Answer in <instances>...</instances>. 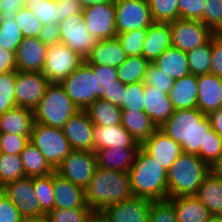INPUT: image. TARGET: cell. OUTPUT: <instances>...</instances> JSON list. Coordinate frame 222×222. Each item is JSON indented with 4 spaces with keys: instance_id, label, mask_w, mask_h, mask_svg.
<instances>
[{
    "instance_id": "ab89813d",
    "label": "cell",
    "mask_w": 222,
    "mask_h": 222,
    "mask_svg": "<svg viewBox=\"0 0 222 222\" xmlns=\"http://www.w3.org/2000/svg\"><path fill=\"white\" fill-rule=\"evenodd\" d=\"M154 22L170 23L179 18V0H148Z\"/></svg>"
},
{
    "instance_id": "f1b7e54d",
    "label": "cell",
    "mask_w": 222,
    "mask_h": 222,
    "mask_svg": "<svg viewBox=\"0 0 222 222\" xmlns=\"http://www.w3.org/2000/svg\"><path fill=\"white\" fill-rule=\"evenodd\" d=\"M33 123V110L14 107L0 115V132L2 134L31 135Z\"/></svg>"
},
{
    "instance_id": "cb8c5ba5",
    "label": "cell",
    "mask_w": 222,
    "mask_h": 222,
    "mask_svg": "<svg viewBox=\"0 0 222 222\" xmlns=\"http://www.w3.org/2000/svg\"><path fill=\"white\" fill-rule=\"evenodd\" d=\"M144 112L151 118L153 123L159 128L174 113V107L169 95L163 93L155 86L145 85Z\"/></svg>"
},
{
    "instance_id": "ee69618b",
    "label": "cell",
    "mask_w": 222,
    "mask_h": 222,
    "mask_svg": "<svg viewBox=\"0 0 222 222\" xmlns=\"http://www.w3.org/2000/svg\"><path fill=\"white\" fill-rule=\"evenodd\" d=\"M147 29H137L117 34L127 57L142 55V47L146 38Z\"/></svg>"
},
{
    "instance_id": "f5cc1de1",
    "label": "cell",
    "mask_w": 222,
    "mask_h": 222,
    "mask_svg": "<svg viewBox=\"0 0 222 222\" xmlns=\"http://www.w3.org/2000/svg\"><path fill=\"white\" fill-rule=\"evenodd\" d=\"M222 156V138L211 128L207 132L206 163L211 167Z\"/></svg>"
},
{
    "instance_id": "9f6ffc18",
    "label": "cell",
    "mask_w": 222,
    "mask_h": 222,
    "mask_svg": "<svg viewBox=\"0 0 222 222\" xmlns=\"http://www.w3.org/2000/svg\"><path fill=\"white\" fill-rule=\"evenodd\" d=\"M212 62L210 74L222 78V38H211Z\"/></svg>"
},
{
    "instance_id": "2e32d148",
    "label": "cell",
    "mask_w": 222,
    "mask_h": 222,
    "mask_svg": "<svg viewBox=\"0 0 222 222\" xmlns=\"http://www.w3.org/2000/svg\"><path fill=\"white\" fill-rule=\"evenodd\" d=\"M2 192L18 208L22 217L45 215L36 199L34 177H23L2 187Z\"/></svg>"
},
{
    "instance_id": "e0dca14e",
    "label": "cell",
    "mask_w": 222,
    "mask_h": 222,
    "mask_svg": "<svg viewBox=\"0 0 222 222\" xmlns=\"http://www.w3.org/2000/svg\"><path fill=\"white\" fill-rule=\"evenodd\" d=\"M94 124L85 110H79L63 125L62 131L72 150L94 152Z\"/></svg>"
},
{
    "instance_id": "5b68a950",
    "label": "cell",
    "mask_w": 222,
    "mask_h": 222,
    "mask_svg": "<svg viewBox=\"0 0 222 222\" xmlns=\"http://www.w3.org/2000/svg\"><path fill=\"white\" fill-rule=\"evenodd\" d=\"M79 110L60 83L50 82L44 96L33 109L34 122L62 129L64 123Z\"/></svg>"
},
{
    "instance_id": "603a6c76",
    "label": "cell",
    "mask_w": 222,
    "mask_h": 222,
    "mask_svg": "<svg viewBox=\"0 0 222 222\" xmlns=\"http://www.w3.org/2000/svg\"><path fill=\"white\" fill-rule=\"evenodd\" d=\"M127 59L122 44L117 37L99 40L85 61L92 66H112L117 68Z\"/></svg>"
},
{
    "instance_id": "3957f363",
    "label": "cell",
    "mask_w": 222,
    "mask_h": 222,
    "mask_svg": "<svg viewBox=\"0 0 222 222\" xmlns=\"http://www.w3.org/2000/svg\"><path fill=\"white\" fill-rule=\"evenodd\" d=\"M134 197L151 201L168 199L167 170L142 147L128 171Z\"/></svg>"
},
{
    "instance_id": "e575fe53",
    "label": "cell",
    "mask_w": 222,
    "mask_h": 222,
    "mask_svg": "<svg viewBox=\"0 0 222 222\" xmlns=\"http://www.w3.org/2000/svg\"><path fill=\"white\" fill-rule=\"evenodd\" d=\"M150 62L142 55L131 56L118 66V80L124 85L143 82L146 69Z\"/></svg>"
},
{
    "instance_id": "7dc6e473",
    "label": "cell",
    "mask_w": 222,
    "mask_h": 222,
    "mask_svg": "<svg viewBox=\"0 0 222 222\" xmlns=\"http://www.w3.org/2000/svg\"><path fill=\"white\" fill-rule=\"evenodd\" d=\"M143 83L147 86H155L159 90H163V93L169 94L174 80L163 71L158 69L153 63H150L146 69Z\"/></svg>"
},
{
    "instance_id": "9a60e30c",
    "label": "cell",
    "mask_w": 222,
    "mask_h": 222,
    "mask_svg": "<svg viewBox=\"0 0 222 222\" xmlns=\"http://www.w3.org/2000/svg\"><path fill=\"white\" fill-rule=\"evenodd\" d=\"M49 84L41 72L17 71L15 83L17 107L33 110L44 96Z\"/></svg>"
},
{
    "instance_id": "74e56055",
    "label": "cell",
    "mask_w": 222,
    "mask_h": 222,
    "mask_svg": "<svg viewBox=\"0 0 222 222\" xmlns=\"http://www.w3.org/2000/svg\"><path fill=\"white\" fill-rule=\"evenodd\" d=\"M34 190L41 211L47 215L54 209L53 173L44 177H34Z\"/></svg>"
},
{
    "instance_id": "7402d4cb",
    "label": "cell",
    "mask_w": 222,
    "mask_h": 222,
    "mask_svg": "<svg viewBox=\"0 0 222 222\" xmlns=\"http://www.w3.org/2000/svg\"><path fill=\"white\" fill-rule=\"evenodd\" d=\"M197 108L205 115L222 107V78L213 74L198 75Z\"/></svg>"
},
{
    "instance_id": "6f0895ef",
    "label": "cell",
    "mask_w": 222,
    "mask_h": 222,
    "mask_svg": "<svg viewBox=\"0 0 222 222\" xmlns=\"http://www.w3.org/2000/svg\"><path fill=\"white\" fill-rule=\"evenodd\" d=\"M26 0H0V22L14 20L17 11L25 6Z\"/></svg>"
},
{
    "instance_id": "44dd1931",
    "label": "cell",
    "mask_w": 222,
    "mask_h": 222,
    "mask_svg": "<svg viewBox=\"0 0 222 222\" xmlns=\"http://www.w3.org/2000/svg\"><path fill=\"white\" fill-rule=\"evenodd\" d=\"M54 209L89 208L85 190L71 181L53 173Z\"/></svg>"
},
{
    "instance_id": "b9f144b4",
    "label": "cell",
    "mask_w": 222,
    "mask_h": 222,
    "mask_svg": "<svg viewBox=\"0 0 222 222\" xmlns=\"http://www.w3.org/2000/svg\"><path fill=\"white\" fill-rule=\"evenodd\" d=\"M25 7L31 10L43 25L58 23L56 0H26Z\"/></svg>"
},
{
    "instance_id": "db71d44e",
    "label": "cell",
    "mask_w": 222,
    "mask_h": 222,
    "mask_svg": "<svg viewBox=\"0 0 222 222\" xmlns=\"http://www.w3.org/2000/svg\"><path fill=\"white\" fill-rule=\"evenodd\" d=\"M22 215L11 200L0 192V222H21Z\"/></svg>"
},
{
    "instance_id": "ba28073f",
    "label": "cell",
    "mask_w": 222,
    "mask_h": 222,
    "mask_svg": "<svg viewBox=\"0 0 222 222\" xmlns=\"http://www.w3.org/2000/svg\"><path fill=\"white\" fill-rule=\"evenodd\" d=\"M85 61L70 47L57 42L48 46L43 76L51 83H61Z\"/></svg>"
},
{
    "instance_id": "be15d7a7",
    "label": "cell",
    "mask_w": 222,
    "mask_h": 222,
    "mask_svg": "<svg viewBox=\"0 0 222 222\" xmlns=\"http://www.w3.org/2000/svg\"><path fill=\"white\" fill-rule=\"evenodd\" d=\"M207 117L211 128L222 138V107L211 111Z\"/></svg>"
},
{
    "instance_id": "83f0119b",
    "label": "cell",
    "mask_w": 222,
    "mask_h": 222,
    "mask_svg": "<svg viewBox=\"0 0 222 222\" xmlns=\"http://www.w3.org/2000/svg\"><path fill=\"white\" fill-rule=\"evenodd\" d=\"M140 148H102L95 151L97 166L112 170L128 172L135 161Z\"/></svg>"
},
{
    "instance_id": "2644e50d",
    "label": "cell",
    "mask_w": 222,
    "mask_h": 222,
    "mask_svg": "<svg viewBox=\"0 0 222 222\" xmlns=\"http://www.w3.org/2000/svg\"><path fill=\"white\" fill-rule=\"evenodd\" d=\"M74 1V0H56V2Z\"/></svg>"
},
{
    "instance_id": "6da1fadb",
    "label": "cell",
    "mask_w": 222,
    "mask_h": 222,
    "mask_svg": "<svg viewBox=\"0 0 222 222\" xmlns=\"http://www.w3.org/2000/svg\"><path fill=\"white\" fill-rule=\"evenodd\" d=\"M159 129L180 144L183 153L197 154L206 162L207 132L211 124L198 108L174 110Z\"/></svg>"
},
{
    "instance_id": "f35d334b",
    "label": "cell",
    "mask_w": 222,
    "mask_h": 222,
    "mask_svg": "<svg viewBox=\"0 0 222 222\" xmlns=\"http://www.w3.org/2000/svg\"><path fill=\"white\" fill-rule=\"evenodd\" d=\"M17 70L0 73V115L17 107L15 100V83Z\"/></svg>"
},
{
    "instance_id": "30bf717a",
    "label": "cell",
    "mask_w": 222,
    "mask_h": 222,
    "mask_svg": "<svg viewBox=\"0 0 222 222\" xmlns=\"http://www.w3.org/2000/svg\"><path fill=\"white\" fill-rule=\"evenodd\" d=\"M117 34L137 29H148L154 22L148 0H114Z\"/></svg>"
},
{
    "instance_id": "f907efd6",
    "label": "cell",
    "mask_w": 222,
    "mask_h": 222,
    "mask_svg": "<svg viewBox=\"0 0 222 222\" xmlns=\"http://www.w3.org/2000/svg\"><path fill=\"white\" fill-rule=\"evenodd\" d=\"M222 19V0H204L202 23L212 31L220 24Z\"/></svg>"
},
{
    "instance_id": "ffe728a7",
    "label": "cell",
    "mask_w": 222,
    "mask_h": 222,
    "mask_svg": "<svg viewBox=\"0 0 222 222\" xmlns=\"http://www.w3.org/2000/svg\"><path fill=\"white\" fill-rule=\"evenodd\" d=\"M94 152L107 148H140L141 144L121 125H94Z\"/></svg>"
},
{
    "instance_id": "c3c4849f",
    "label": "cell",
    "mask_w": 222,
    "mask_h": 222,
    "mask_svg": "<svg viewBox=\"0 0 222 222\" xmlns=\"http://www.w3.org/2000/svg\"><path fill=\"white\" fill-rule=\"evenodd\" d=\"M148 222H177L173 204L168 199L152 201Z\"/></svg>"
},
{
    "instance_id": "8c879c8a",
    "label": "cell",
    "mask_w": 222,
    "mask_h": 222,
    "mask_svg": "<svg viewBox=\"0 0 222 222\" xmlns=\"http://www.w3.org/2000/svg\"><path fill=\"white\" fill-rule=\"evenodd\" d=\"M93 222H100L97 218Z\"/></svg>"
},
{
    "instance_id": "4fadbf2b",
    "label": "cell",
    "mask_w": 222,
    "mask_h": 222,
    "mask_svg": "<svg viewBox=\"0 0 222 222\" xmlns=\"http://www.w3.org/2000/svg\"><path fill=\"white\" fill-rule=\"evenodd\" d=\"M82 17L86 30L98 40L112 39L117 36L114 0L110 3L83 7Z\"/></svg>"
},
{
    "instance_id": "8992f818",
    "label": "cell",
    "mask_w": 222,
    "mask_h": 222,
    "mask_svg": "<svg viewBox=\"0 0 222 222\" xmlns=\"http://www.w3.org/2000/svg\"><path fill=\"white\" fill-rule=\"evenodd\" d=\"M60 84L80 110H85L95 100L101 99L105 91L98 84L97 75L94 74L92 65L86 61Z\"/></svg>"
},
{
    "instance_id": "03108f58",
    "label": "cell",
    "mask_w": 222,
    "mask_h": 222,
    "mask_svg": "<svg viewBox=\"0 0 222 222\" xmlns=\"http://www.w3.org/2000/svg\"><path fill=\"white\" fill-rule=\"evenodd\" d=\"M82 7L85 6H92L95 4H103V3H110L113 0H78Z\"/></svg>"
},
{
    "instance_id": "8fae6325",
    "label": "cell",
    "mask_w": 222,
    "mask_h": 222,
    "mask_svg": "<svg viewBox=\"0 0 222 222\" xmlns=\"http://www.w3.org/2000/svg\"><path fill=\"white\" fill-rule=\"evenodd\" d=\"M169 26L172 46L184 52L206 44L213 37V31L198 20L178 18Z\"/></svg>"
},
{
    "instance_id": "1f68e13d",
    "label": "cell",
    "mask_w": 222,
    "mask_h": 222,
    "mask_svg": "<svg viewBox=\"0 0 222 222\" xmlns=\"http://www.w3.org/2000/svg\"><path fill=\"white\" fill-rule=\"evenodd\" d=\"M211 215L222 216V180L210 172L195 195Z\"/></svg>"
},
{
    "instance_id": "91938a15",
    "label": "cell",
    "mask_w": 222,
    "mask_h": 222,
    "mask_svg": "<svg viewBox=\"0 0 222 222\" xmlns=\"http://www.w3.org/2000/svg\"><path fill=\"white\" fill-rule=\"evenodd\" d=\"M124 87L125 85L123 83H120L119 85L105 86L104 95L101 99L121 107L123 105Z\"/></svg>"
},
{
    "instance_id": "d4e9b609",
    "label": "cell",
    "mask_w": 222,
    "mask_h": 222,
    "mask_svg": "<svg viewBox=\"0 0 222 222\" xmlns=\"http://www.w3.org/2000/svg\"><path fill=\"white\" fill-rule=\"evenodd\" d=\"M171 46L169 23L153 22L147 29L142 56L152 63Z\"/></svg>"
},
{
    "instance_id": "4316f807",
    "label": "cell",
    "mask_w": 222,
    "mask_h": 222,
    "mask_svg": "<svg viewBox=\"0 0 222 222\" xmlns=\"http://www.w3.org/2000/svg\"><path fill=\"white\" fill-rule=\"evenodd\" d=\"M168 200L173 204L177 222H206L212 216L195 195L172 197Z\"/></svg>"
},
{
    "instance_id": "277c9868",
    "label": "cell",
    "mask_w": 222,
    "mask_h": 222,
    "mask_svg": "<svg viewBox=\"0 0 222 222\" xmlns=\"http://www.w3.org/2000/svg\"><path fill=\"white\" fill-rule=\"evenodd\" d=\"M210 172L197 154L182 153L167 171L168 198L196 195Z\"/></svg>"
},
{
    "instance_id": "681fc988",
    "label": "cell",
    "mask_w": 222,
    "mask_h": 222,
    "mask_svg": "<svg viewBox=\"0 0 222 222\" xmlns=\"http://www.w3.org/2000/svg\"><path fill=\"white\" fill-rule=\"evenodd\" d=\"M31 135H14L5 133L1 135L0 153L20 155Z\"/></svg>"
},
{
    "instance_id": "94428289",
    "label": "cell",
    "mask_w": 222,
    "mask_h": 222,
    "mask_svg": "<svg viewBox=\"0 0 222 222\" xmlns=\"http://www.w3.org/2000/svg\"><path fill=\"white\" fill-rule=\"evenodd\" d=\"M38 38L45 44L51 45L60 42V32L58 23L43 25Z\"/></svg>"
},
{
    "instance_id": "484cf974",
    "label": "cell",
    "mask_w": 222,
    "mask_h": 222,
    "mask_svg": "<svg viewBox=\"0 0 222 222\" xmlns=\"http://www.w3.org/2000/svg\"><path fill=\"white\" fill-rule=\"evenodd\" d=\"M198 76L189 74L174 80L169 98L175 110L197 108Z\"/></svg>"
},
{
    "instance_id": "6125c7cd",
    "label": "cell",
    "mask_w": 222,
    "mask_h": 222,
    "mask_svg": "<svg viewBox=\"0 0 222 222\" xmlns=\"http://www.w3.org/2000/svg\"><path fill=\"white\" fill-rule=\"evenodd\" d=\"M16 70L15 52L0 47V73Z\"/></svg>"
},
{
    "instance_id": "89a4df30",
    "label": "cell",
    "mask_w": 222,
    "mask_h": 222,
    "mask_svg": "<svg viewBox=\"0 0 222 222\" xmlns=\"http://www.w3.org/2000/svg\"><path fill=\"white\" fill-rule=\"evenodd\" d=\"M206 222H222V216L212 215Z\"/></svg>"
},
{
    "instance_id": "52a82bcc",
    "label": "cell",
    "mask_w": 222,
    "mask_h": 222,
    "mask_svg": "<svg viewBox=\"0 0 222 222\" xmlns=\"http://www.w3.org/2000/svg\"><path fill=\"white\" fill-rule=\"evenodd\" d=\"M30 141L39 149L54 169L72 151L62 129L38 122L33 123Z\"/></svg>"
},
{
    "instance_id": "4dcf8cb0",
    "label": "cell",
    "mask_w": 222,
    "mask_h": 222,
    "mask_svg": "<svg viewBox=\"0 0 222 222\" xmlns=\"http://www.w3.org/2000/svg\"><path fill=\"white\" fill-rule=\"evenodd\" d=\"M121 125L142 144L158 127L144 111L122 110Z\"/></svg>"
},
{
    "instance_id": "003e7915",
    "label": "cell",
    "mask_w": 222,
    "mask_h": 222,
    "mask_svg": "<svg viewBox=\"0 0 222 222\" xmlns=\"http://www.w3.org/2000/svg\"><path fill=\"white\" fill-rule=\"evenodd\" d=\"M21 222H49L47 215L35 217H23Z\"/></svg>"
},
{
    "instance_id": "5bb4252c",
    "label": "cell",
    "mask_w": 222,
    "mask_h": 222,
    "mask_svg": "<svg viewBox=\"0 0 222 222\" xmlns=\"http://www.w3.org/2000/svg\"><path fill=\"white\" fill-rule=\"evenodd\" d=\"M151 200L133 197L105 207L96 218L100 222H148Z\"/></svg>"
},
{
    "instance_id": "7c38bea8",
    "label": "cell",
    "mask_w": 222,
    "mask_h": 222,
    "mask_svg": "<svg viewBox=\"0 0 222 222\" xmlns=\"http://www.w3.org/2000/svg\"><path fill=\"white\" fill-rule=\"evenodd\" d=\"M60 42L70 47L82 58H86L97 45L98 39L89 34L83 21L82 13L74 14L58 23Z\"/></svg>"
},
{
    "instance_id": "ac0fdd59",
    "label": "cell",
    "mask_w": 222,
    "mask_h": 222,
    "mask_svg": "<svg viewBox=\"0 0 222 222\" xmlns=\"http://www.w3.org/2000/svg\"><path fill=\"white\" fill-rule=\"evenodd\" d=\"M48 46L38 37H24L15 52L16 70L42 72Z\"/></svg>"
},
{
    "instance_id": "d6a6232c",
    "label": "cell",
    "mask_w": 222,
    "mask_h": 222,
    "mask_svg": "<svg viewBox=\"0 0 222 222\" xmlns=\"http://www.w3.org/2000/svg\"><path fill=\"white\" fill-rule=\"evenodd\" d=\"M26 177H44L55 172L39 149L29 141L20 154Z\"/></svg>"
},
{
    "instance_id": "a7ac6f4b",
    "label": "cell",
    "mask_w": 222,
    "mask_h": 222,
    "mask_svg": "<svg viewBox=\"0 0 222 222\" xmlns=\"http://www.w3.org/2000/svg\"><path fill=\"white\" fill-rule=\"evenodd\" d=\"M213 36L222 38V19L220 24L213 30Z\"/></svg>"
},
{
    "instance_id": "bcb514c9",
    "label": "cell",
    "mask_w": 222,
    "mask_h": 222,
    "mask_svg": "<svg viewBox=\"0 0 222 222\" xmlns=\"http://www.w3.org/2000/svg\"><path fill=\"white\" fill-rule=\"evenodd\" d=\"M145 84L143 82L125 85L121 110L144 111Z\"/></svg>"
},
{
    "instance_id": "d590c367",
    "label": "cell",
    "mask_w": 222,
    "mask_h": 222,
    "mask_svg": "<svg viewBox=\"0 0 222 222\" xmlns=\"http://www.w3.org/2000/svg\"><path fill=\"white\" fill-rule=\"evenodd\" d=\"M187 60L190 74H210L212 52L211 39L206 43L187 52Z\"/></svg>"
},
{
    "instance_id": "9c48e42d",
    "label": "cell",
    "mask_w": 222,
    "mask_h": 222,
    "mask_svg": "<svg viewBox=\"0 0 222 222\" xmlns=\"http://www.w3.org/2000/svg\"><path fill=\"white\" fill-rule=\"evenodd\" d=\"M96 168L95 152L72 150L55 169V172L85 190L93 178Z\"/></svg>"
},
{
    "instance_id": "836d02e7",
    "label": "cell",
    "mask_w": 222,
    "mask_h": 222,
    "mask_svg": "<svg viewBox=\"0 0 222 222\" xmlns=\"http://www.w3.org/2000/svg\"><path fill=\"white\" fill-rule=\"evenodd\" d=\"M85 111L94 125L112 126L121 124V108L103 99L95 100Z\"/></svg>"
},
{
    "instance_id": "f6af8a7d",
    "label": "cell",
    "mask_w": 222,
    "mask_h": 222,
    "mask_svg": "<svg viewBox=\"0 0 222 222\" xmlns=\"http://www.w3.org/2000/svg\"><path fill=\"white\" fill-rule=\"evenodd\" d=\"M23 38L21 30L14 20L0 22V47L2 49L16 52Z\"/></svg>"
},
{
    "instance_id": "d6986e66",
    "label": "cell",
    "mask_w": 222,
    "mask_h": 222,
    "mask_svg": "<svg viewBox=\"0 0 222 222\" xmlns=\"http://www.w3.org/2000/svg\"><path fill=\"white\" fill-rule=\"evenodd\" d=\"M141 147L167 171L183 153L181 145L159 128L141 144Z\"/></svg>"
},
{
    "instance_id": "680465c9",
    "label": "cell",
    "mask_w": 222,
    "mask_h": 222,
    "mask_svg": "<svg viewBox=\"0 0 222 222\" xmlns=\"http://www.w3.org/2000/svg\"><path fill=\"white\" fill-rule=\"evenodd\" d=\"M58 7V23L74 14H81L83 7L78 0L56 2Z\"/></svg>"
},
{
    "instance_id": "816d5d0a",
    "label": "cell",
    "mask_w": 222,
    "mask_h": 222,
    "mask_svg": "<svg viewBox=\"0 0 222 222\" xmlns=\"http://www.w3.org/2000/svg\"><path fill=\"white\" fill-rule=\"evenodd\" d=\"M179 18L202 22L204 0H179Z\"/></svg>"
},
{
    "instance_id": "8d00e7d4",
    "label": "cell",
    "mask_w": 222,
    "mask_h": 222,
    "mask_svg": "<svg viewBox=\"0 0 222 222\" xmlns=\"http://www.w3.org/2000/svg\"><path fill=\"white\" fill-rule=\"evenodd\" d=\"M25 177L20 155L0 153V185L14 182Z\"/></svg>"
},
{
    "instance_id": "7a4b0ae2",
    "label": "cell",
    "mask_w": 222,
    "mask_h": 222,
    "mask_svg": "<svg viewBox=\"0 0 222 222\" xmlns=\"http://www.w3.org/2000/svg\"><path fill=\"white\" fill-rule=\"evenodd\" d=\"M128 172L112 171L97 166L85 189V201L97 215L105 207L133 198Z\"/></svg>"
},
{
    "instance_id": "e7e4bbea",
    "label": "cell",
    "mask_w": 222,
    "mask_h": 222,
    "mask_svg": "<svg viewBox=\"0 0 222 222\" xmlns=\"http://www.w3.org/2000/svg\"><path fill=\"white\" fill-rule=\"evenodd\" d=\"M211 172L222 180V156L210 167Z\"/></svg>"
},
{
    "instance_id": "f546056e",
    "label": "cell",
    "mask_w": 222,
    "mask_h": 222,
    "mask_svg": "<svg viewBox=\"0 0 222 222\" xmlns=\"http://www.w3.org/2000/svg\"><path fill=\"white\" fill-rule=\"evenodd\" d=\"M152 63L166 75L168 74L173 80L190 74L187 52L173 46L167 48Z\"/></svg>"
},
{
    "instance_id": "11a10c76",
    "label": "cell",
    "mask_w": 222,
    "mask_h": 222,
    "mask_svg": "<svg viewBox=\"0 0 222 222\" xmlns=\"http://www.w3.org/2000/svg\"><path fill=\"white\" fill-rule=\"evenodd\" d=\"M93 72L97 75L98 84L103 88L110 85H119L117 69L112 66H92Z\"/></svg>"
},
{
    "instance_id": "60d3db41",
    "label": "cell",
    "mask_w": 222,
    "mask_h": 222,
    "mask_svg": "<svg viewBox=\"0 0 222 222\" xmlns=\"http://www.w3.org/2000/svg\"><path fill=\"white\" fill-rule=\"evenodd\" d=\"M47 217L49 222H93L96 214L90 208L53 209Z\"/></svg>"
},
{
    "instance_id": "7bdbcfd3",
    "label": "cell",
    "mask_w": 222,
    "mask_h": 222,
    "mask_svg": "<svg viewBox=\"0 0 222 222\" xmlns=\"http://www.w3.org/2000/svg\"><path fill=\"white\" fill-rule=\"evenodd\" d=\"M14 21L21 30L23 37H38L43 27L37 16L25 6L17 11Z\"/></svg>"
}]
</instances>
